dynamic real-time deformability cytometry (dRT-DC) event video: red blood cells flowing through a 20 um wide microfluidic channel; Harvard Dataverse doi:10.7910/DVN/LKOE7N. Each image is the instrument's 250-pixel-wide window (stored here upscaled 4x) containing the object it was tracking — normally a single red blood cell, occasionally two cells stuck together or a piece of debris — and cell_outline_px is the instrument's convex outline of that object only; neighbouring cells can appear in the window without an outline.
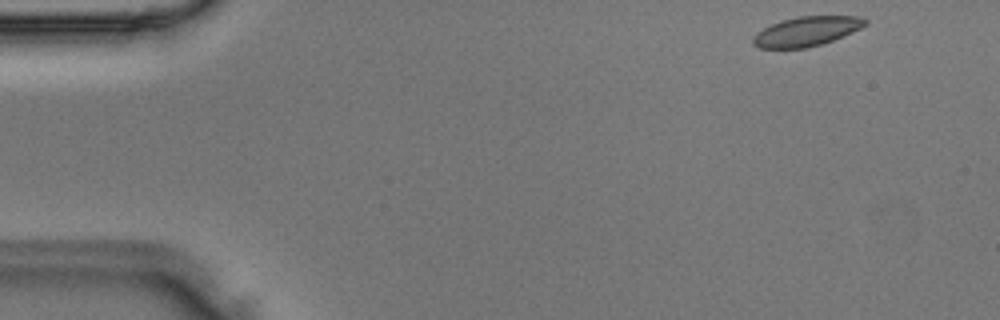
{"species": "Egyptian fruit bat (a non-hibernating species)", "species_latin": "Rousettus aegyptiacus", "temperature_condition": "room temperature", "stored_images_in_passage": 34, "camera_frame_rate_fps": 3000, "um_per_image_px": 0.085, "animal": {"sex": "male"}, "frame": {"image": 1, "passage_image": 1, "time_ms": 0.0, "image_size_px": [1000, 320], "cell_outline_px": [[868, 24], [852, 32], [832, 40], [808, 48], [760, 48], [752, 44], [752, 36], [756, 32], [780, 20], [800, 16], [864, 16], [868, 20]], "centroid_in_image_um": [68.55, 2.66], "position_along_channel_um": 16.4, "area_um2": 19.36}}
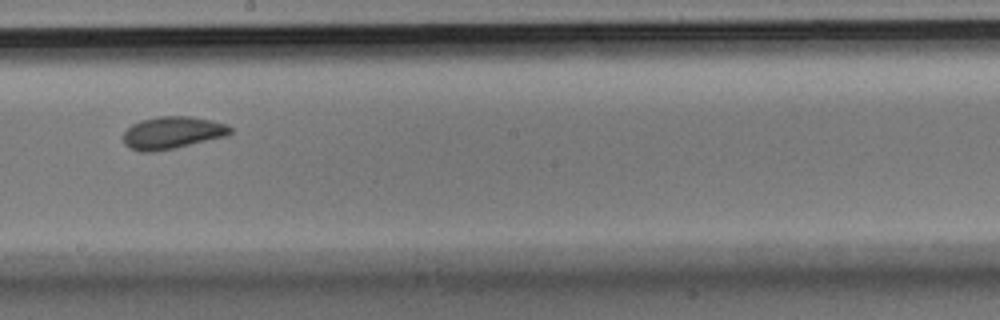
{"frame": {"image": 2, "passage_image": 24, "time_ms": 7.667, "image_size_px": [1000, 320], "cell_outline_px": [[232, 132], [228, 136], [172, 148], [152, 152], [140, 152], [128, 148], [124, 144], [124, 132], [132, 124], [140, 120], [160, 116], [188, 116], [212, 120], [224, 124], [232, 128]], "centroid_in_image_um": [14.63, 11.28], "position_along_channel_um": 233.6, "area_um2": 20.11}}
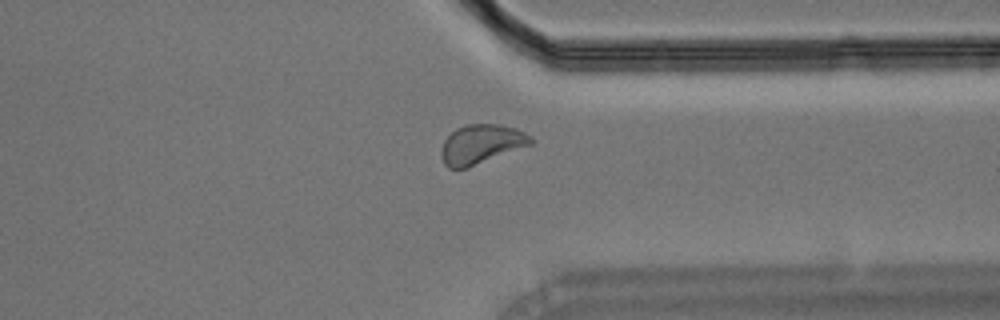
{"frame": {"image": 3, "passage_image": 34, "time_ms": 11.0, "image_size_px": [1000, 320], "cell_outline_px": [[532, 144], [468, 168], [448, 168], [444, 164], [440, 152], [444, 140], [456, 128], [464, 124], [500, 124], [516, 128], [532, 136]], "centroid_in_image_um": [40.9, 12.25], "position_along_channel_um": 370.5, "area_um2": 20.58}}